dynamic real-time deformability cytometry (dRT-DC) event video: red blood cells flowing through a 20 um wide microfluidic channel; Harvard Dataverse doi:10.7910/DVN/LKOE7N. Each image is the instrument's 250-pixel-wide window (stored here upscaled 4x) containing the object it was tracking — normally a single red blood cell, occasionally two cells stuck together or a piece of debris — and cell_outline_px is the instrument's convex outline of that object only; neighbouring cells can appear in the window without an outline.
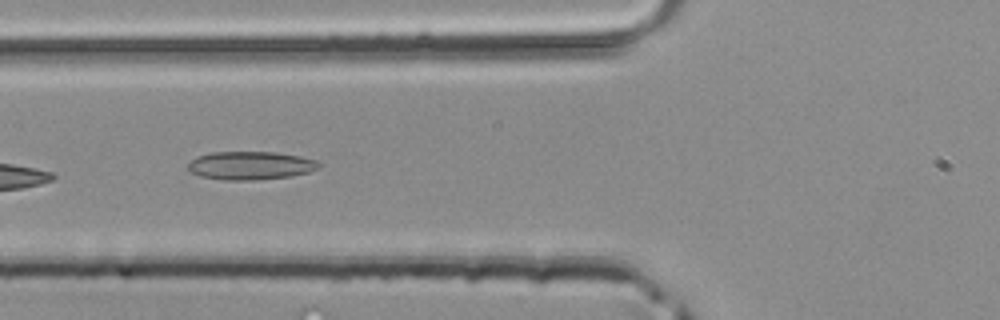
{"species": "common noctule bat (a hibernating species)", "species_latin": "Nyctalus noctula", "temperature_condition": "room temperature", "stored_images_in_passage": 5, "camera_frame_rate_fps": 3000, "um_per_image_px": 0.085, "animal": {"sex": "male", "body_mass_g": 20.4}, "frame": {"image": 1, "passage_image": 5, "time_ms": 1.333, "image_size_px": [1000, 320], "cell_outline_px": [[320, 164], [316, 168], [308, 172], [292, 176], [256, 180], [224, 180], [200, 176], [192, 172], [188, 168], [188, 164], [196, 156], [212, 152], [276, 152], [300, 156], [316, 160]], "centroid_in_image_um": [21.28, 14.07], "position_along_channel_um": 104.5, "area_um2": 21.5}}